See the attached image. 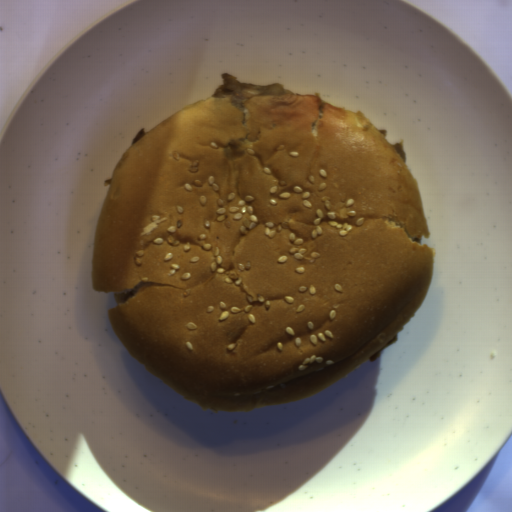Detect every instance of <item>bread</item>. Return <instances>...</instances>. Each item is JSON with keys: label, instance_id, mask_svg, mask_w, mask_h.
Segmentation results:
<instances>
[{"label": "bread", "instance_id": "bread-1", "mask_svg": "<svg viewBox=\"0 0 512 512\" xmlns=\"http://www.w3.org/2000/svg\"><path fill=\"white\" fill-rule=\"evenodd\" d=\"M418 183L360 112L208 96L131 144L92 286L132 357L212 412L293 403L360 367L426 300Z\"/></svg>", "mask_w": 512, "mask_h": 512}]
</instances>
